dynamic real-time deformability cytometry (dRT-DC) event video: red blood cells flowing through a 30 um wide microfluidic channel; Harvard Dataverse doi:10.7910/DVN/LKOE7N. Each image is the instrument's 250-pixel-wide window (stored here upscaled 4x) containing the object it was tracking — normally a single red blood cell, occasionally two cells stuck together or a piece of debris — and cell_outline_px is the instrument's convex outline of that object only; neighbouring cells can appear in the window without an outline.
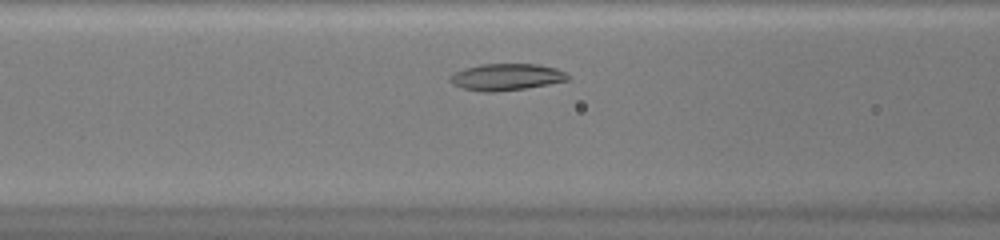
{"species": "common noctule bat (a hibernating species)", "species_latin": "Nyctalus noctula", "temperature_condition": "warm", "stored_images_in_passage": 27, "camera_frame_rate_fps": 3000, "um_per_image_px": 0.085, "animal": {"sex": "female", "body_mass_g": 20.0, "forearm_length_mm": 54.0}, "frame": {"image": 1, "passage_image": 6, "time_ms": 1.667, "image_size_px": [1000, 240], "cell_outline_px": [[568, 80], [548, 84], [524, 88], [492, 92], [484, 92], [464, 88], [452, 84], [448, 80], [448, 76], [464, 68], [480, 64], [540, 64], [556, 68], [564, 72], [568, 76]], "centroid_in_image_um": [43.0, 6.53], "position_along_channel_um": 123.6, "area_um2": 18.21}}
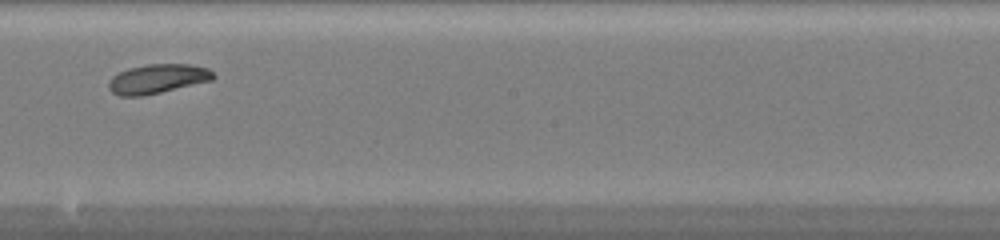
{"frame": {"image": 2, "passage_image": 14, "time_ms": 4.333, "image_size_px": [1000, 240], "cell_outline_px": [[216, 76], [212, 80], [160, 92], [140, 96], [120, 96], [112, 92], [108, 88], [108, 80], [112, 76], [128, 68], [148, 64], [192, 64], [208, 68]], "centroid_in_image_um": [13.37, 6.69], "position_along_channel_um": 234.8, "area_um2": 17.8}}
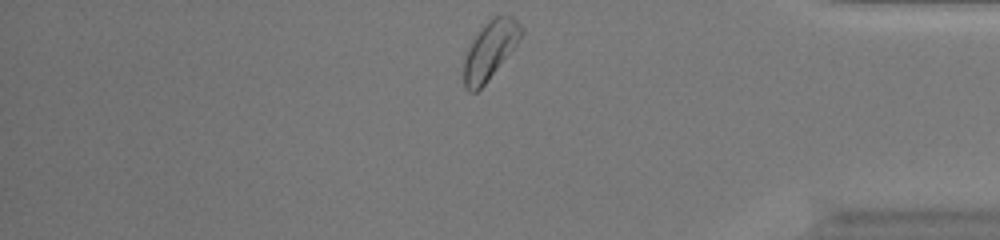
{"frame": {"image": 3, "passage_image": 27, "time_ms": 8.667, "image_size_px": [1000, 240], "cell_outline_px": [[524, 32], [516, 44], [484, 84], [476, 92], [468, 92], [464, 88], [464, 60], [468, 48], [472, 40], [488, 20], [492, 16], [504, 12], [512, 16], [524, 28]], "centroid_in_image_um": [41.66, 4.2], "position_along_channel_um": 393.5, "area_um2": 19.25}, "authors_computed_cell_mechanics": {"area_um2": 17.918, "velocity_mm_per_s": 4.1812, "shape_relaxation_time_tau1_ms": 2.5963, "shape_relaxation_time_tau2_ms": null, "deformation_change_tau1": 0.0921, "deformation_change_tau2": null}}